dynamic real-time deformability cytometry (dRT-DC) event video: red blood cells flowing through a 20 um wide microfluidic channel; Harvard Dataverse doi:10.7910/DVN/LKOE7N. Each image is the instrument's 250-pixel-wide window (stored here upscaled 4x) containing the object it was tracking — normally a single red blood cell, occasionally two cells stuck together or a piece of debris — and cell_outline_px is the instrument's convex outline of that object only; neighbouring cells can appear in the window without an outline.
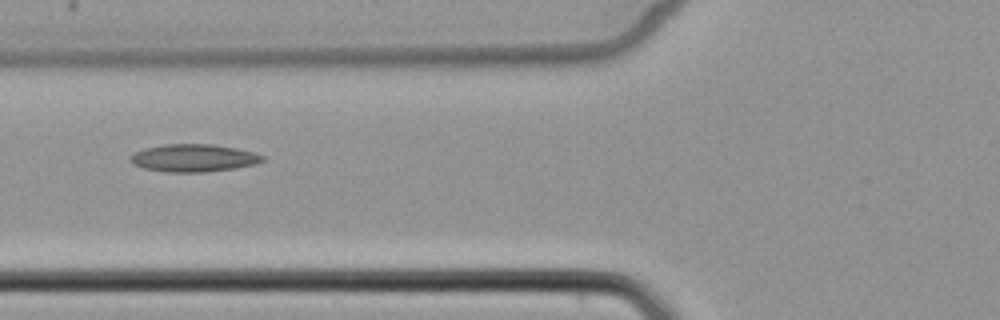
{"species": "common noctule bat (a hibernating species)", "species_latin": "Nyctalus noctula", "temperature_condition": "cold", "stored_images_in_passage": 6, "camera_frame_rate_fps": 3000, "um_per_image_px": 0.085, "animal": {"sex": "female", "body_mass_g": 22.7, "forearm_length_mm": 54.2}, "frame": {"image": 1, "passage_image": 6, "time_ms": 6.0, "image_size_px": [1000, 320], "cell_outline_px": [[264, 160], [256, 164], [236, 168], [204, 172], [164, 172], [144, 168], [132, 164], [128, 160], [128, 156], [144, 148], [164, 144], [212, 144], [236, 148], [256, 152], [264, 156]], "centroid_in_image_um": [16.44, 13.43], "position_along_channel_um": 109.4, "area_um2": 21.5}}